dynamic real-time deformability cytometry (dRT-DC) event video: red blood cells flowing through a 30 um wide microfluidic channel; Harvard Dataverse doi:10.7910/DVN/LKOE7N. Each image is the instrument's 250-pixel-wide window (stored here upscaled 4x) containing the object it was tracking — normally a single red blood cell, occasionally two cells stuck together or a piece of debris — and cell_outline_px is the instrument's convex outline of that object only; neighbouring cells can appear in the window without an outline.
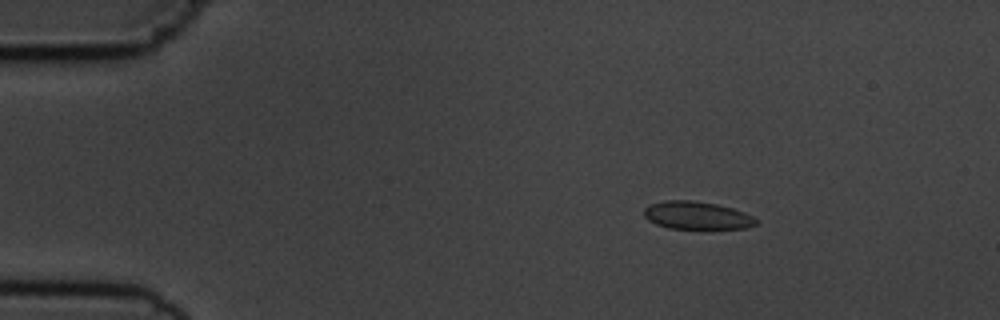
{"species": "common noctule bat (a hibernating species)", "species_latin": "Nyctalus noctula", "temperature_condition": "cold", "stored_images_in_passage": 5, "camera_frame_rate_fps": 3000, "um_per_image_px": 0.085, "animal": {"sex": "male", "body_mass_g": 19.5, "forearm_length_mm": 54.6}, "frame": {"image": 1, "passage_image": 3, "time_ms": 2.0, "image_size_px": [1000, 320], "cell_outline_px": [[756, 224], [744, 228], [668, 228], [656, 224], [648, 220], [644, 216], [644, 208], [652, 204], [664, 200], [692, 200], [716, 204], [732, 208], [744, 212], [752, 216], [756, 220]], "centroid_in_image_um": [59.2, 18.3], "position_along_channel_um": 25.8, "area_um2": 17.92}}